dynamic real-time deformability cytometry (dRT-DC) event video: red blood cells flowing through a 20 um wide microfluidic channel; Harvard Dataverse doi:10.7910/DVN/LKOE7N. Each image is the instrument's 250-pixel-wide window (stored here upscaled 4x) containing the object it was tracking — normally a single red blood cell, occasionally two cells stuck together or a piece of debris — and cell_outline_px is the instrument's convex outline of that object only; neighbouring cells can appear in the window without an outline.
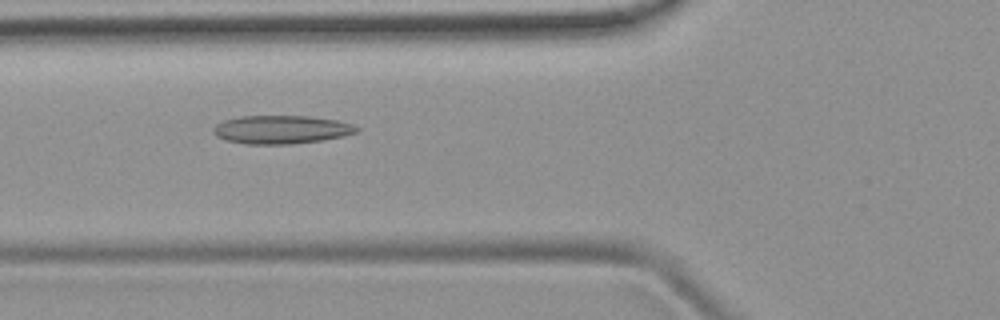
{"species": "common noctule bat (a hibernating species)", "species_latin": "Nyctalus noctula", "temperature_condition": "room temperature", "stored_images_in_passage": 51, "camera_frame_rate_fps": 3000, "um_per_image_px": 0.085, "animal": {"sex": "female", "body_mass_g": 19.9}, "frame": {"image": 1, "passage_image": 19, "time_ms": 6.0, "image_size_px": [1000, 320], "cell_outline_px": [[360, 132], [344, 136], [324, 140], [292, 144], [248, 144], [228, 140], [216, 136], [212, 132], [212, 128], [216, 124], [224, 120], [240, 116], [308, 116], [336, 120], [352, 124], [360, 128]], "centroid_in_image_um": [23.94, 11.01], "position_along_channel_um": 101.9, "area_um2": 23.81}}
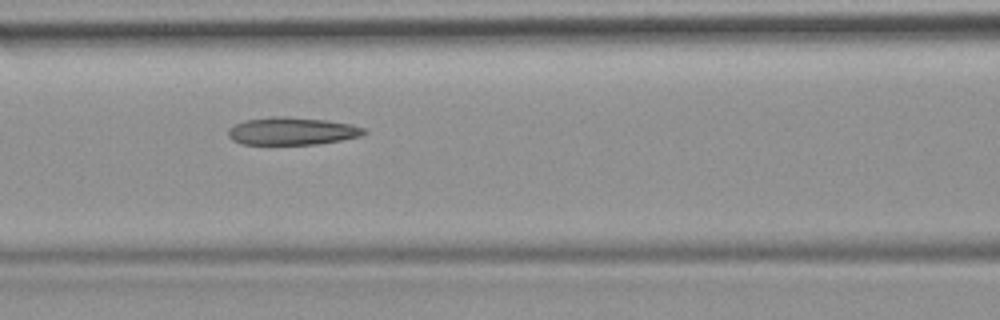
{"frame": {"image": 2, "passage_image": 22, "time_ms": 7.0, "image_size_px": [1000, 320], "cell_outline_px": [[368, 132], [360, 136], [340, 140], [316, 144], [244, 144], [232, 140], [228, 136], [228, 128], [244, 120], [272, 116], [276, 116], [324, 120], [352, 124], [364, 128]], "centroid_in_image_um": [24.8, 11.14], "position_along_channel_um": 141.8, "area_um2": 21.68}}
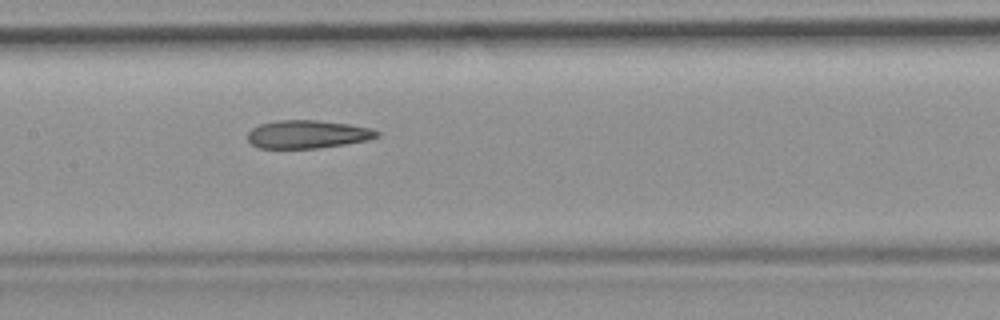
{"frame": {"image": 3, "passage_image": 25, "time_ms": 8.0, "image_size_px": [1000, 320], "cell_outline_px": [[380, 136], [368, 140], [344, 144], [316, 148], [260, 148], [252, 144], [248, 140], [248, 132], [252, 128], [260, 124], [276, 120], [316, 120], [348, 124], [368, 128], [380, 132]], "centroid_in_image_um": [26.12, 11.41], "position_along_channel_um": 181.3, "area_um2": 21.04}, "authors_computed_cell_mechanics": {"area_um2": 22.831, "velocity_mm_per_s": 3.9607, "shape_relaxation_time_tau1_ms": null, "shape_relaxation_time_tau2_ms": 4.4813, "deformation_change_tau1": null, "deformation_change_tau2": 0.1339}}